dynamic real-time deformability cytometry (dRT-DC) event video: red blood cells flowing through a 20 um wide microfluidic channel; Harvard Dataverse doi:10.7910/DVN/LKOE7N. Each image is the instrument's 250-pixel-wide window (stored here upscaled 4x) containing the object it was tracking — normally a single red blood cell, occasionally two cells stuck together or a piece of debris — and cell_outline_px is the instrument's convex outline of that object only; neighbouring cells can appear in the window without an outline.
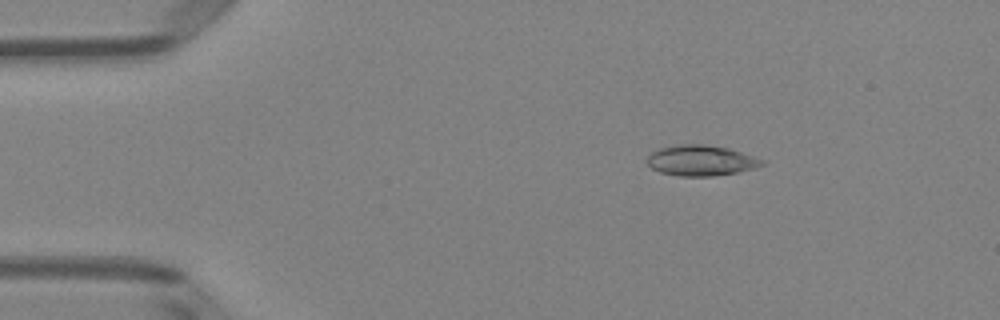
{"species": "Egyptian fruit bat (a non-hibernating species)", "species_latin": "Rousettus aegyptiacus", "temperature_condition": "room temperature", "stored_images_in_passage": 43, "camera_frame_rate_fps": 3000, "um_per_image_px": 0.085, "animal": {"sex": "female"}, "frame": {"image": 1, "passage_image": 1, "time_ms": 0.0, "image_size_px": [1000, 320], "cell_outline_px": [[764, 164], [752, 168], [736, 172], [712, 176], [680, 176], [660, 172], [652, 168], [648, 164], [648, 156], [652, 152], [660, 148], [676, 144], [704, 144], [728, 148], [764, 160]], "centroid_in_image_um": [59.55, 13.63], "position_along_channel_um": 25.5, "area_um2": 20.17}}
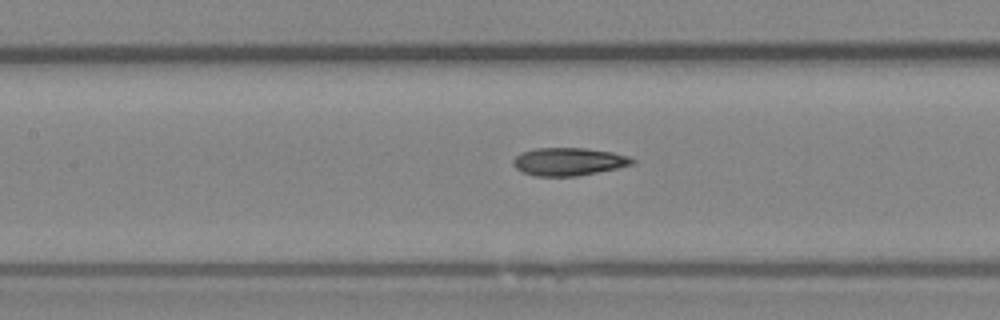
{"frame": {"image": 2, "passage_image": 16, "time_ms": 5.0, "image_size_px": [1000, 320], "cell_outline_px": [[636, 164], [576, 176], [536, 176], [524, 172], [516, 168], [512, 164], [512, 160], [520, 152], [536, 148], [584, 148], [612, 152], [628, 156], [636, 160]], "centroid_in_image_um": [48.33, 13.73], "position_along_channel_um": 159.1, "area_um2": 19.31}}
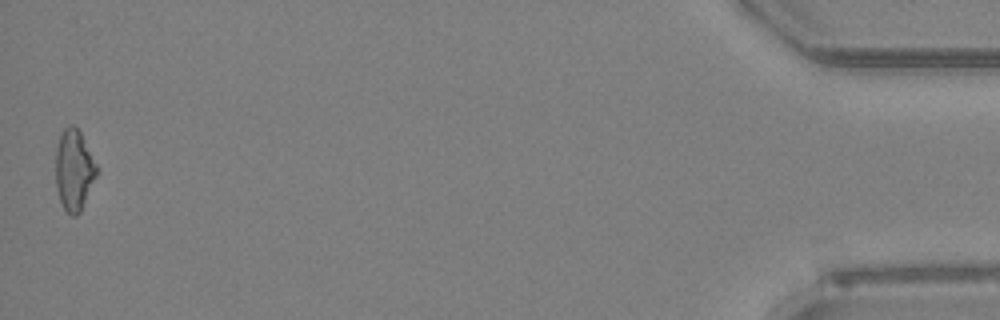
{"frame": {"image": 3, "passage_image": 43, "time_ms": 14.0, "image_size_px": [1000, 320], "cell_outline_px": [[100, 172], [80, 212], [76, 216], [72, 216], [64, 208], [60, 200], [56, 188], [56, 148], [60, 136], [64, 128], [68, 124], [72, 124], [80, 132], [100, 168]], "centroid_in_image_um": [6.33, 14.45], "position_along_channel_um": 428.9, "area_um2": 19.71}, "authors_computed_cell_mechanics": {"area_um2": 19.3052, "velocity_mm_per_s": 4.0425, "shape_relaxation_time_tau1_ms": 6.2018, "shape_relaxation_time_tau2_ms": 3.0596, "deformation_change_tau1": 0.1913, "deformation_change_tau2": 0.1026}}